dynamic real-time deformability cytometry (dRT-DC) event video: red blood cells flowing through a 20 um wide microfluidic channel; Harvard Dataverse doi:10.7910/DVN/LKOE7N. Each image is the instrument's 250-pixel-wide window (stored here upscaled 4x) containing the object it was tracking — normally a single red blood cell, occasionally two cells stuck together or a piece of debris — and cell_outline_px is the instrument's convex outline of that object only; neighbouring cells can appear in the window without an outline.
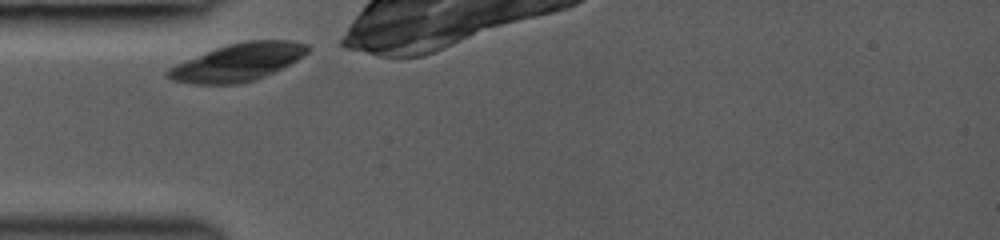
{"species": "common noctule bat (a hibernating species)", "species_latin": "Nyctalus noctula", "temperature_condition": "room temperature", "stored_images_in_passage": 24, "camera_frame_rate_fps": 3000, "um_per_image_px": 0.085, "animal": {"sex": "female", "body_mass_g": 19.0, "forearm_length_mm": 53.3}, "frame": {"image": 1, "passage_image": 1, "time_ms": 0.0, "image_size_px": [1000, 240], "cell_outline_px": [[308, 52], [296, 60], [256, 80], [236, 84], [192, 84], [172, 80], [164, 76], [164, 72], [168, 68], [176, 64], [216, 48], [228, 44], [244, 40], [288, 40], [308, 44]], "centroid_in_image_um": [20.18, 5.29], "position_along_channel_um": 64.8, "area_um2": 30.35}}
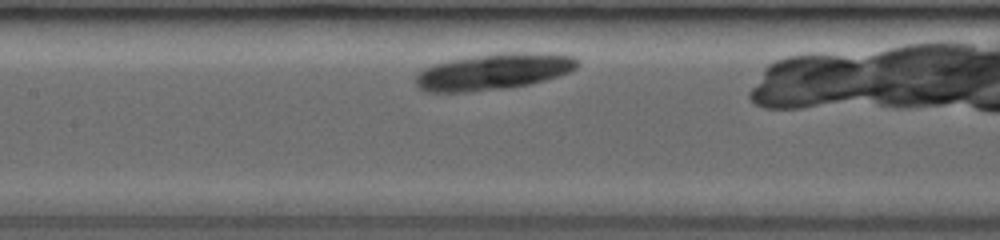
{"frame": {"image": 2, "passage_image": 11, "time_ms": 2.667, "image_size_px": [1000, 240], "cell_outline_px": [[580, 64], [572, 72], [560, 76], [528, 84], [508, 88], [472, 92], [424, 92], [416, 88], [416, 72], [432, 64], [448, 60], [496, 52], [528, 52], [572, 56], [580, 60]], "centroid_in_image_um": [41.92, 6.09], "position_along_channel_um": 165.5, "area_um2": 34.8}}
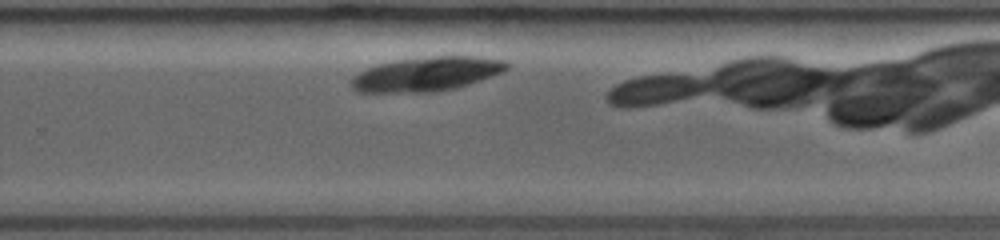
{"frame": {"image": 3, "passage_image": 21, "time_ms": 6.0, "image_size_px": [1000, 240], "cell_outline_px": [[512, 64], [508, 68], [500, 72], [480, 80], [456, 88], [436, 92], [356, 92], [352, 88], [352, 80], [360, 72], [368, 68], [380, 64], [396, 60], [432, 56], [472, 56], [504, 60]], "centroid_in_image_um": [36.29, 6.29], "position_along_channel_um": 293.5, "area_um2": 30.69}}